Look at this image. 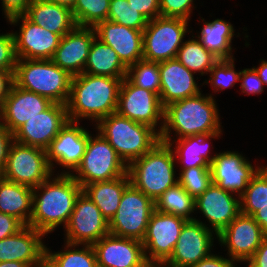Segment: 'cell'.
<instances>
[{
  "label": "cell",
  "instance_id": "cell-40",
  "mask_svg": "<svg viewBox=\"0 0 267 267\" xmlns=\"http://www.w3.org/2000/svg\"><path fill=\"white\" fill-rule=\"evenodd\" d=\"M107 20L136 30H144L148 23V20L127 0H110Z\"/></svg>",
  "mask_w": 267,
  "mask_h": 267
},
{
  "label": "cell",
  "instance_id": "cell-39",
  "mask_svg": "<svg viewBox=\"0 0 267 267\" xmlns=\"http://www.w3.org/2000/svg\"><path fill=\"white\" fill-rule=\"evenodd\" d=\"M178 183L195 200L213 183L210 167H192L182 169Z\"/></svg>",
  "mask_w": 267,
  "mask_h": 267
},
{
  "label": "cell",
  "instance_id": "cell-19",
  "mask_svg": "<svg viewBox=\"0 0 267 267\" xmlns=\"http://www.w3.org/2000/svg\"><path fill=\"white\" fill-rule=\"evenodd\" d=\"M262 167H254L239 153L227 151L215 155L210 163L213 184L240 197Z\"/></svg>",
  "mask_w": 267,
  "mask_h": 267
},
{
  "label": "cell",
  "instance_id": "cell-3",
  "mask_svg": "<svg viewBox=\"0 0 267 267\" xmlns=\"http://www.w3.org/2000/svg\"><path fill=\"white\" fill-rule=\"evenodd\" d=\"M164 122V123H163ZM213 97L198 95L172 102L164 107L163 125L158 130L160 141L171 143V129L178 139L194 135H210L221 131Z\"/></svg>",
  "mask_w": 267,
  "mask_h": 267
},
{
  "label": "cell",
  "instance_id": "cell-28",
  "mask_svg": "<svg viewBox=\"0 0 267 267\" xmlns=\"http://www.w3.org/2000/svg\"><path fill=\"white\" fill-rule=\"evenodd\" d=\"M33 188L8 181L0 176V212L28 225L32 214Z\"/></svg>",
  "mask_w": 267,
  "mask_h": 267
},
{
  "label": "cell",
  "instance_id": "cell-54",
  "mask_svg": "<svg viewBox=\"0 0 267 267\" xmlns=\"http://www.w3.org/2000/svg\"><path fill=\"white\" fill-rule=\"evenodd\" d=\"M45 1L62 5L63 7H66L72 11L77 0H45Z\"/></svg>",
  "mask_w": 267,
  "mask_h": 267
},
{
  "label": "cell",
  "instance_id": "cell-35",
  "mask_svg": "<svg viewBox=\"0 0 267 267\" xmlns=\"http://www.w3.org/2000/svg\"><path fill=\"white\" fill-rule=\"evenodd\" d=\"M240 213L253 216L267 205V167L261 168L240 196Z\"/></svg>",
  "mask_w": 267,
  "mask_h": 267
},
{
  "label": "cell",
  "instance_id": "cell-50",
  "mask_svg": "<svg viewBox=\"0 0 267 267\" xmlns=\"http://www.w3.org/2000/svg\"><path fill=\"white\" fill-rule=\"evenodd\" d=\"M248 261V267H267V236Z\"/></svg>",
  "mask_w": 267,
  "mask_h": 267
},
{
  "label": "cell",
  "instance_id": "cell-57",
  "mask_svg": "<svg viewBox=\"0 0 267 267\" xmlns=\"http://www.w3.org/2000/svg\"><path fill=\"white\" fill-rule=\"evenodd\" d=\"M146 267H161V264H148Z\"/></svg>",
  "mask_w": 267,
  "mask_h": 267
},
{
  "label": "cell",
  "instance_id": "cell-10",
  "mask_svg": "<svg viewBox=\"0 0 267 267\" xmlns=\"http://www.w3.org/2000/svg\"><path fill=\"white\" fill-rule=\"evenodd\" d=\"M51 173L46 150L13 141L0 176L34 188L50 179Z\"/></svg>",
  "mask_w": 267,
  "mask_h": 267
},
{
  "label": "cell",
  "instance_id": "cell-24",
  "mask_svg": "<svg viewBox=\"0 0 267 267\" xmlns=\"http://www.w3.org/2000/svg\"><path fill=\"white\" fill-rule=\"evenodd\" d=\"M42 232L25 225L17 233L0 240V262L19 261L37 267L46 255Z\"/></svg>",
  "mask_w": 267,
  "mask_h": 267
},
{
  "label": "cell",
  "instance_id": "cell-23",
  "mask_svg": "<svg viewBox=\"0 0 267 267\" xmlns=\"http://www.w3.org/2000/svg\"><path fill=\"white\" fill-rule=\"evenodd\" d=\"M95 37L94 27L76 26L71 32L61 37L51 60L71 76L82 74Z\"/></svg>",
  "mask_w": 267,
  "mask_h": 267
},
{
  "label": "cell",
  "instance_id": "cell-37",
  "mask_svg": "<svg viewBox=\"0 0 267 267\" xmlns=\"http://www.w3.org/2000/svg\"><path fill=\"white\" fill-rule=\"evenodd\" d=\"M134 85L160 94V71L159 63L139 60L130 66L126 76Z\"/></svg>",
  "mask_w": 267,
  "mask_h": 267
},
{
  "label": "cell",
  "instance_id": "cell-49",
  "mask_svg": "<svg viewBox=\"0 0 267 267\" xmlns=\"http://www.w3.org/2000/svg\"><path fill=\"white\" fill-rule=\"evenodd\" d=\"M14 72L0 70V108L3 106L14 83Z\"/></svg>",
  "mask_w": 267,
  "mask_h": 267
},
{
  "label": "cell",
  "instance_id": "cell-42",
  "mask_svg": "<svg viewBox=\"0 0 267 267\" xmlns=\"http://www.w3.org/2000/svg\"><path fill=\"white\" fill-rule=\"evenodd\" d=\"M16 62L13 33L0 35V70L15 71Z\"/></svg>",
  "mask_w": 267,
  "mask_h": 267
},
{
  "label": "cell",
  "instance_id": "cell-7",
  "mask_svg": "<svg viewBox=\"0 0 267 267\" xmlns=\"http://www.w3.org/2000/svg\"><path fill=\"white\" fill-rule=\"evenodd\" d=\"M127 164L120 158L109 142L98 133L94 139L90 135L80 165L72 177L84 188L87 184L109 181L127 174Z\"/></svg>",
  "mask_w": 267,
  "mask_h": 267
},
{
  "label": "cell",
  "instance_id": "cell-1",
  "mask_svg": "<svg viewBox=\"0 0 267 267\" xmlns=\"http://www.w3.org/2000/svg\"><path fill=\"white\" fill-rule=\"evenodd\" d=\"M47 179L33 188V205L29 226L44 235L54 231L60 224L69 222L75 202L83 191L81 185L69 172H64L52 181ZM43 190L39 195L36 190Z\"/></svg>",
  "mask_w": 267,
  "mask_h": 267
},
{
  "label": "cell",
  "instance_id": "cell-52",
  "mask_svg": "<svg viewBox=\"0 0 267 267\" xmlns=\"http://www.w3.org/2000/svg\"><path fill=\"white\" fill-rule=\"evenodd\" d=\"M252 217L267 235V205L265 207H260V210H258Z\"/></svg>",
  "mask_w": 267,
  "mask_h": 267
},
{
  "label": "cell",
  "instance_id": "cell-51",
  "mask_svg": "<svg viewBox=\"0 0 267 267\" xmlns=\"http://www.w3.org/2000/svg\"><path fill=\"white\" fill-rule=\"evenodd\" d=\"M234 260L225 259L221 256L208 255L204 259L200 260L198 263L190 267H229Z\"/></svg>",
  "mask_w": 267,
  "mask_h": 267
},
{
  "label": "cell",
  "instance_id": "cell-20",
  "mask_svg": "<svg viewBox=\"0 0 267 267\" xmlns=\"http://www.w3.org/2000/svg\"><path fill=\"white\" fill-rule=\"evenodd\" d=\"M53 102L13 83L8 97L0 108L3 126L13 135L24 123L47 110Z\"/></svg>",
  "mask_w": 267,
  "mask_h": 267
},
{
  "label": "cell",
  "instance_id": "cell-9",
  "mask_svg": "<svg viewBox=\"0 0 267 267\" xmlns=\"http://www.w3.org/2000/svg\"><path fill=\"white\" fill-rule=\"evenodd\" d=\"M187 22L183 18L164 16L148 21L143 30V59L160 63L176 58L184 43Z\"/></svg>",
  "mask_w": 267,
  "mask_h": 267
},
{
  "label": "cell",
  "instance_id": "cell-38",
  "mask_svg": "<svg viewBox=\"0 0 267 267\" xmlns=\"http://www.w3.org/2000/svg\"><path fill=\"white\" fill-rule=\"evenodd\" d=\"M84 247L57 253H51L46 247V256L58 267H98L93 246L85 244Z\"/></svg>",
  "mask_w": 267,
  "mask_h": 267
},
{
  "label": "cell",
  "instance_id": "cell-21",
  "mask_svg": "<svg viewBox=\"0 0 267 267\" xmlns=\"http://www.w3.org/2000/svg\"><path fill=\"white\" fill-rule=\"evenodd\" d=\"M77 124L78 122L69 120L46 149L52 170V160L74 171L80 165L91 134Z\"/></svg>",
  "mask_w": 267,
  "mask_h": 267
},
{
  "label": "cell",
  "instance_id": "cell-32",
  "mask_svg": "<svg viewBox=\"0 0 267 267\" xmlns=\"http://www.w3.org/2000/svg\"><path fill=\"white\" fill-rule=\"evenodd\" d=\"M221 131L210 134V135H194L179 139L176 146L177 158L183 159L181 162L185 163L182 169H188L192 167H210V163L213 161L215 156L209 157L208 149L209 143L206 145L205 140L209 138L219 137Z\"/></svg>",
  "mask_w": 267,
  "mask_h": 267
},
{
  "label": "cell",
  "instance_id": "cell-26",
  "mask_svg": "<svg viewBox=\"0 0 267 267\" xmlns=\"http://www.w3.org/2000/svg\"><path fill=\"white\" fill-rule=\"evenodd\" d=\"M159 71L161 83L159 97L163 107L200 93L193 77L195 73L176 58L160 62Z\"/></svg>",
  "mask_w": 267,
  "mask_h": 267
},
{
  "label": "cell",
  "instance_id": "cell-48",
  "mask_svg": "<svg viewBox=\"0 0 267 267\" xmlns=\"http://www.w3.org/2000/svg\"><path fill=\"white\" fill-rule=\"evenodd\" d=\"M14 141L13 135L3 126L0 121V173L2 172L10 145Z\"/></svg>",
  "mask_w": 267,
  "mask_h": 267
},
{
  "label": "cell",
  "instance_id": "cell-55",
  "mask_svg": "<svg viewBox=\"0 0 267 267\" xmlns=\"http://www.w3.org/2000/svg\"><path fill=\"white\" fill-rule=\"evenodd\" d=\"M0 267H30L27 263L19 261H3L0 262Z\"/></svg>",
  "mask_w": 267,
  "mask_h": 267
},
{
  "label": "cell",
  "instance_id": "cell-14",
  "mask_svg": "<svg viewBox=\"0 0 267 267\" xmlns=\"http://www.w3.org/2000/svg\"><path fill=\"white\" fill-rule=\"evenodd\" d=\"M22 20L20 32L13 33L17 59L51 60L59 46L61 36L30 21L24 14L8 19L11 24Z\"/></svg>",
  "mask_w": 267,
  "mask_h": 267
},
{
  "label": "cell",
  "instance_id": "cell-44",
  "mask_svg": "<svg viewBox=\"0 0 267 267\" xmlns=\"http://www.w3.org/2000/svg\"><path fill=\"white\" fill-rule=\"evenodd\" d=\"M239 80H243L240 86L243 93L259 94L264 90V83L258 76L254 67L252 69H243L240 73Z\"/></svg>",
  "mask_w": 267,
  "mask_h": 267
},
{
  "label": "cell",
  "instance_id": "cell-43",
  "mask_svg": "<svg viewBox=\"0 0 267 267\" xmlns=\"http://www.w3.org/2000/svg\"><path fill=\"white\" fill-rule=\"evenodd\" d=\"M193 0H160V16L189 20Z\"/></svg>",
  "mask_w": 267,
  "mask_h": 267
},
{
  "label": "cell",
  "instance_id": "cell-36",
  "mask_svg": "<svg viewBox=\"0 0 267 267\" xmlns=\"http://www.w3.org/2000/svg\"><path fill=\"white\" fill-rule=\"evenodd\" d=\"M110 0H77L72 10L73 18L79 27H95L107 20Z\"/></svg>",
  "mask_w": 267,
  "mask_h": 267
},
{
  "label": "cell",
  "instance_id": "cell-12",
  "mask_svg": "<svg viewBox=\"0 0 267 267\" xmlns=\"http://www.w3.org/2000/svg\"><path fill=\"white\" fill-rule=\"evenodd\" d=\"M66 247L93 245L109 234L108 222L95 203L82 191L66 225Z\"/></svg>",
  "mask_w": 267,
  "mask_h": 267
},
{
  "label": "cell",
  "instance_id": "cell-53",
  "mask_svg": "<svg viewBox=\"0 0 267 267\" xmlns=\"http://www.w3.org/2000/svg\"><path fill=\"white\" fill-rule=\"evenodd\" d=\"M261 62L262 63L260 64V66L254 69L256 70L258 76L260 77L264 85H267V62L264 60Z\"/></svg>",
  "mask_w": 267,
  "mask_h": 267
},
{
  "label": "cell",
  "instance_id": "cell-8",
  "mask_svg": "<svg viewBox=\"0 0 267 267\" xmlns=\"http://www.w3.org/2000/svg\"><path fill=\"white\" fill-rule=\"evenodd\" d=\"M154 211V201L130 183L122 194L116 214L108 222L109 233L142 241Z\"/></svg>",
  "mask_w": 267,
  "mask_h": 267
},
{
  "label": "cell",
  "instance_id": "cell-56",
  "mask_svg": "<svg viewBox=\"0 0 267 267\" xmlns=\"http://www.w3.org/2000/svg\"><path fill=\"white\" fill-rule=\"evenodd\" d=\"M37 267H58L46 255L42 258Z\"/></svg>",
  "mask_w": 267,
  "mask_h": 267
},
{
  "label": "cell",
  "instance_id": "cell-5",
  "mask_svg": "<svg viewBox=\"0 0 267 267\" xmlns=\"http://www.w3.org/2000/svg\"><path fill=\"white\" fill-rule=\"evenodd\" d=\"M97 126L99 134L109 142L124 163L127 162V166L160 142V134L154 128L117 113L102 118Z\"/></svg>",
  "mask_w": 267,
  "mask_h": 267
},
{
  "label": "cell",
  "instance_id": "cell-27",
  "mask_svg": "<svg viewBox=\"0 0 267 267\" xmlns=\"http://www.w3.org/2000/svg\"><path fill=\"white\" fill-rule=\"evenodd\" d=\"M24 15L61 37L77 26L70 9L45 0H32Z\"/></svg>",
  "mask_w": 267,
  "mask_h": 267
},
{
  "label": "cell",
  "instance_id": "cell-47",
  "mask_svg": "<svg viewBox=\"0 0 267 267\" xmlns=\"http://www.w3.org/2000/svg\"><path fill=\"white\" fill-rule=\"evenodd\" d=\"M32 0H2L6 18L24 14Z\"/></svg>",
  "mask_w": 267,
  "mask_h": 267
},
{
  "label": "cell",
  "instance_id": "cell-16",
  "mask_svg": "<svg viewBox=\"0 0 267 267\" xmlns=\"http://www.w3.org/2000/svg\"><path fill=\"white\" fill-rule=\"evenodd\" d=\"M68 121L67 105L53 103L47 110L24 123L13 134V139L20 144L46 150Z\"/></svg>",
  "mask_w": 267,
  "mask_h": 267
},
{
  "label": "cell",
  "instance_id": "cell-33",
  "mask_svg": "<svg viewBox=\"0 0 267 267\" xmlns=\"http://www.w3.org/2000/svg\"><path fill=\"white\" fill-rule=\"evenodd\" d=\"M195 204V199L179 183L170 187L154 202L155 210L186 220H195L189 216L196 209Z\"/></svg>",
  "mask_w": 267,
  "mask_h": 267
},
{
  "label": "cell",
  "instance_id": "cell-4",
  "mask_svg": "<svg viewBox=\"0 0 267 267\" xmlns=\"http://www.w3.org/2000/svg\"><path fill=\"white\" fill-rule=\"evenodd\" d=\"M173 143L160 141L145 155L128 165L130 183L154 202L170 187L175 180Z\"/></svg>",
  "mask_w": 267,
  "mask_h": 267
},
{
  "label": "cell",
  "instance_id": "cell-34",
  "mask_svg": "<svg viewBox=\"0 0 267 267\" xmlns=\"http://www.w3.org/2000/svg\"><path fill=\"white\" fill-rule=\"evenodd\" d=\"M176 59L191 72H200L201 75L210 72V69L219 60L198 39L184 42L178 50Z\"/></svg>",
  "mask_w": 267,
  "mask_h": 267
},
{
  "label": "cell",
  "instance_id": "cell-15",
  "mask_svg": "<svg viewBox=\"0 0 267 267\" xmlns=\"http://www.w3.org/2000/svg\"><path fill=\"white\" fill-rule=\"evenodd\" d=\"M211 229L199 220H188L178 237L166 267H190L210 255L213 243Z\"/></svg>",
  "mask_w": 267,
  "mask_h": 267
},
{
  "label": "cell",
  "instance_id": "cell-30",
  "mask_svg": "<svg viewBox=\"0 0 267 267\" xmlns=\"http://www.w3.org/2000/svg\"><path fill=\"white\" fill-rule=\"evenodd\" d=\"M127 71L128 68L122 63L117 52L95 37L83 73L124 79Z\"/></svg>",
  "mask_w": 267,
  "mask_h": 267
},
{
  "label": "cell",
  "instance_id": "cell-25",
  "mask_svg": "<svg viewBox=\"0 0 267 267\" xmlns=\"http://www.w3.org/2000/svg\"><path fill=\"white\" fill-rule=\"evenodd\" d=\"M195 203V208L209 220L216 235L240 214V200L235 199L231 192L213 183L195 200Z\"/></svg>",
  "mask_w": 267,
  "mask_h": 267
},
{
  "label": "cell",
  "instance_id": "cell-2",
  "mask_svg": "<svg viewBox=\"0 0 267 267\" xmlns=\"http://www.w3.org/2000/svg\"><path fill=\"white\" fill-rule=\"evenodd\" d=\"M123 79L82 73L72 76L67 115L70 121L78 118H102L116 113L119 89Z\"/></svg>",
  "mask_w": 267,
  "mask_h": 267
},
{
  "label": "cell",
  "instance_id": "cell-6",
  "mask_svg": "<svg viewBox=\"0 0 267 267\" xmlns=\"http://www.w3.org/2000/svg\"><path fill=\"white\" fill-rule=\"evenodd\" d=\"M72 76L52 60L17 59L14 83L53 103L66 105L70 96Z\"/></svg>",
  "mask_w": 267,
  "mask_h": 267
},
{
  "label": "cell",
  "instance_id": "cell-13",
  "mask_svg": "<svg viewBox=\"0 0 267 267\" xmlns=\"http://www.w3.org/2000/svg\"><path fill=\"white\" fill-rule=\"evenodd\" d=\"M116 113L155 129L159 118L164 120V107L158 94L137 87L127 77L122 80Z\"/></svg>",
  "mask_w": 267,
  "mask_h": 267
},
{
  "label": "cell",
  "instance_id": "cell-46",
  "mask_svg": "<svg viewBox=\"0 0 267 267\" xmlns=\"http://www.w3.org/2000/svg\"><path fill=\"white\" fill-rule=\"evenodd\" d=\"M24 226L16 217L0 212V240L17 233Z\"/></svg>",
  "mask_w": 267,
  "mask_h": 267
},
{
  "label": "cell",
  "instance_id": "cell-45",
  "mask_svg": "<svg viewBox=\"0 0 267 267\" xmlns=\"http://www.w3.org/2000/svg\"><path fill=\"white\" fill-rule=\"evenodd\" d=\"M148 21L160 16V0H127Z\"/></svg>",
  "mask_w": 267,
  "mask_h": 267
},
{
  "label": "cell",
  "instance_id": "cell-17",
  "mask_svg": "<svg viewBox=\"0 0 267 267\" xmlns=\"http://www.w3.org/2000/svg\"><path fill=\"white\" fill-rule=\"evenodd\" d=\"M266 236L252 216L240 213L217 238L228 247L229 256L234 262H248Z\"/></svg>",
  "mask_w": 267,
  "mask_h": 267
},
{
  "label": "cell",
  "instance_id": "cell-29",
  "mask_svg": "<svg viewBox=\"0 0 267 267\" xmlns=\"http://www.w3.org/2000/svg\"><path fill=\"white\" fill-rule=\"evenodd\" d=\"M130 184L128 174L109 180L87 184L83 192L95 203L109 222L116 214L125 188Z\"/></svg>",
  "mask_w": 267,
  "mask_h": 267
},
{
  "label": "cell",
  "instance_id": "cell-11",
  "mask_svg": "<svg viewBox=\"0 0 267 267\" xmlns=\"http://www.w3.org/2000/svg\"><path fill=\"white\" fill-rule=\"evenodd\" d=\"M183 217L155 210L147 226L142 244L148 264H163L170 258L184 224ZM148 250L150 256L147 255Z\"/></svg>",
  "mask_w": 267,
  "mask_h": 267
},
{
  "label": "cell",
  "instance_id": "cell-18",
  "mask_svg": "<svg viewBox=\"0 0 267 267\" xmlns=\"http://www.w3.org/2000/svg\"><path fill=\"white\" fill-rule=\"evenodd\" d=\"M92 246L98 267H146L148 265L140 240L118 237L109 233Z\"/></svg>",
  "mask_w": 267,
  "mask_h": 267
},
{
  "label": "cell",
  "instance_id": "cell-31",
  "mask_svg": "<svg viewBox=\"0 0 267 267\" xmlns=\"http://www.w3.org/2000/svg\"><path fill=\"white\" fill-rule=\"evenodd\" d=\"M233 26L222 19H215L213 22H205L198 40L219 59H230L231 40L234 36Z\"/></svg>",
  "mask_w": 267,
  "mask_h": 267
},
{
  "label": "cell",
  "instance_id": "cell-41",
  "mask_svg": "<svg viewBox=\"0 0 267 267\" xmlns=\"http://www.w3.org/2000/svg\"><path fill=\"white\" fill-rule=\"evenodd\" d=\"M234 59H219L210 69L209 81L212 87L223 90V88L233 87L235 82L240 81V72L234 70Z\"/></svg>",
  "mask_w": 267,
  "mask_h": 267
},
{
  "label": "cell",
  "instance_id": "cell-22",
  "mask_svg": "<svg viewBox=\"0 0 267 267\" xmlns=\"http://www.w3.org/2000/svg\"><path fill=\"white\" fill-rule=\"evenodd\" d=\"M94 29L96 37L114 49L127 68L143 59V30L108 20L99 22Z\"/></svg>",
  "mask_w": 267,
  "mask_h": 267
}]
</instances>
